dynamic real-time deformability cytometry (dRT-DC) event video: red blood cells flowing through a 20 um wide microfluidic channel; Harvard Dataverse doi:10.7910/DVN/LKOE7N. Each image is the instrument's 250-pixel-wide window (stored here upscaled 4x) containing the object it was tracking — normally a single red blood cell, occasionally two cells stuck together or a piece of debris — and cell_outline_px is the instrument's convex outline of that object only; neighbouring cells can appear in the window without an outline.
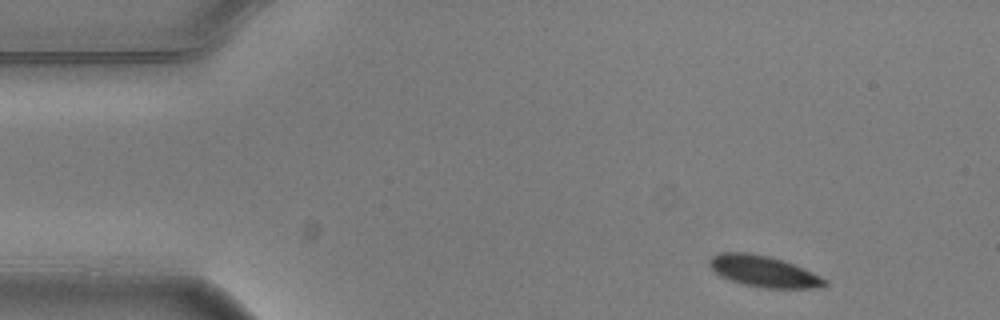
{"species": "common noctule bat (a hibernating species)", "species_latin": "Nyctalus noctula", "temperature_condition": "warm", "stored_images_in_passage": 5, "camera_frame_rate_fps": 3000, "um_per_image_px": 0.085, "animal": {"sex": "male", "body_mass_g": 20.5, "forearm_length_mm": 52.5}, "frame": {"image": 1, "passage_image": 1, "time_ms": 0.0, "image_size_px": [1000, 320], "cell_outline_px": [[828, 284], [820, 288], [764, 288], [740, 284], [720, 276], [708, 264], [708, 260], [712, 256], [720, 252], [744, 252], [768, 256], [792, 264], [812, 272], [828, 280]], "centroid_in_image_um": [64.89, 23.08], "position_along_channel_um": 20.1, "area_um2": 20.92}}
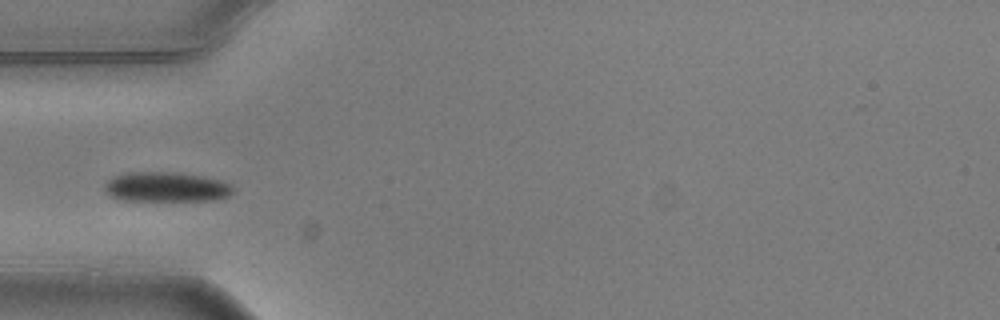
{"frame": {"image": 2, "passage_image": 4, "time_ms": 1.0, "image_size_px": [1000, 320], "cell_outline_px": [[236, 188], [228, 196], [212, 200], [120, 200], [104, 192], [104, 184], [112, 176], [124, 172], [176, 172], [204, 176], [224, 180], [232, 184]], "centroid_in_image_um": [14.14, 15.87], "position_along_channel_um": 70.9, "area_um2": 22.66}}
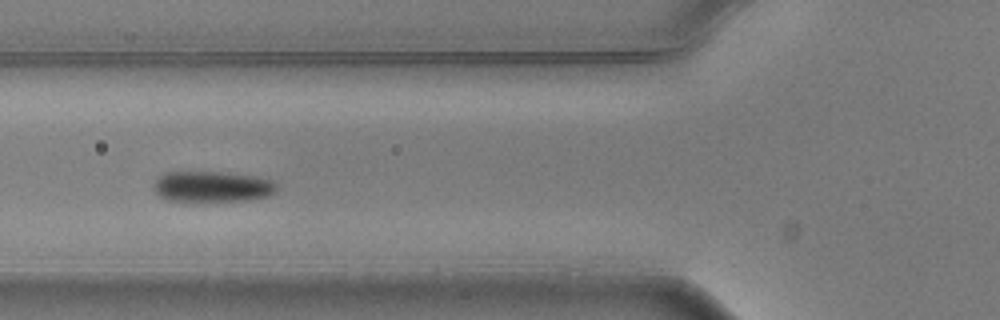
{"frame": {"image": 3, "passage_image": 5, "time_ms": 1.333, "image_size_px": [1000, 320], "cell_outline_px": [[276, 192], [272, 196], [248, 200], [192, 204], [168, 200], [160, 196], [152, 188], [152, 184], [164, 172], [228, 172], [256, 176], [272, 180], [276, 184]], "centroid_in_image_um": [18.03, 15.91], "position_along_channel_um": 107.8, "area_um2": 23.24}}